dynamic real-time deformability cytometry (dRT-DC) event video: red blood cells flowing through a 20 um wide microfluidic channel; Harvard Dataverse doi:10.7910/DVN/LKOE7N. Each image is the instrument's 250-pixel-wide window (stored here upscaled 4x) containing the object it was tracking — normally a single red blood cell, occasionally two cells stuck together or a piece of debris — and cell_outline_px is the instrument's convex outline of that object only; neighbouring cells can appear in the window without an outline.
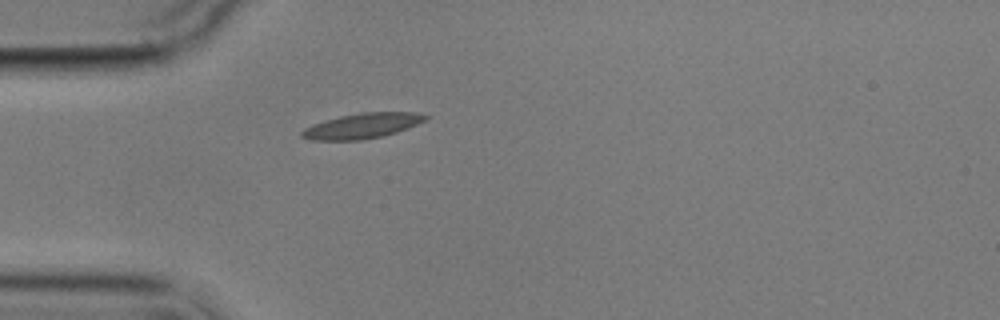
{"species": "common noctule bat (a hibernating species)", "species_latin": "Nyctalus noctula", "temperature_condition": "cold", "stored_images_in_passage": 1, "camera_frame_rate_fps": 3000, "um_per_image_px": 0.085, "animal": {"sex": "male", "body_mass_g": 17.9}, "frame": {"image": 1, "passage_image": 1, "time_ms": 0.0, "image_size_px": [1000, 320], "cell_outline_px": [[428, 116], [424, 120], [408, 128], [396, 132], [380, 136], [360, 140], [312, 140], [300, 136], [300, 132], [304, 128], [312, 124], [340, 116], [360, 112], [416, 112]], "centroid_in_image_um": [30.74, 10.69], "position_along_channel_um": 54.3, "area_um2": 17.98}}